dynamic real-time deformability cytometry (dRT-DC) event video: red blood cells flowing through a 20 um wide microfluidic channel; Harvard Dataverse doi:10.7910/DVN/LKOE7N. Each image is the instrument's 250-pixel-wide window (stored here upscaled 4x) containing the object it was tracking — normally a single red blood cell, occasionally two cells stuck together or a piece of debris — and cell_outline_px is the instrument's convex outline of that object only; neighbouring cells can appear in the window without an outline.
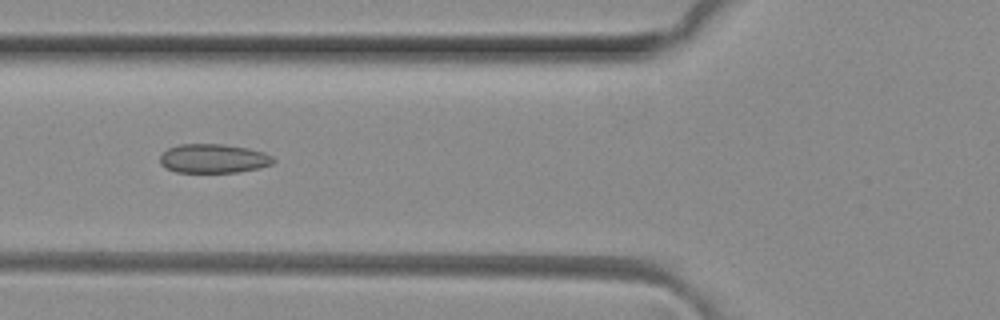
{"species": "common noctule bat (a hibernating species)", "species_latin": "Nyctalus noctula", "temperature_condition": "room temperature", "stored_images_in_passage": 5, "camera_frame_rate_fps": 3000, "um_per_image_px": 0.085, "animal": {"sex": "female", "body_mass_g": 29.2, "forearm_length_mm": 56.3}, "frame": {"image": 1, "passage_image": 5, "time_ms": 1.333, "image_size_px": [1000, 320], "cell_outline_px": [[276, 160], [272, 164], [260, 168], [236, 172], [176, 172], [160, 164], [160, 156], [168, 148], [180, 144], [224, 144], [248, 148], [264, 152], [272, 156]], "centroid_in_image_um": [18.17, 13.47], "position_along_channel_um": 107.6, "area_um2": 19.19}}